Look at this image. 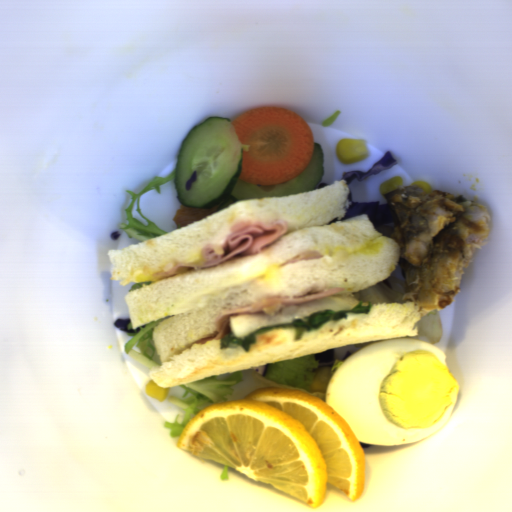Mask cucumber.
I'll return each instance as SVG.
<instances>
[{
    "label": "cucumber",
    "mask_w": 512,
    "mask_h": 512,
    "mask_svg": "<svg viewBox=\"0 0 512 512\" xmlns=\"http://www.w3.org/2000/svg\"><path fill=\"white\" fill-rule=\"evenodd\" d=\"M230 118L208 117L185 136L177 154L175 192L181 205L223 209L238 200L285 197L314 190L324 173L323 148L314 142L301 174L288 182L256 185L239 179L243 147ZM197 171V181L185 183Z\"/></svg>",
    "instance_id": "8b760119"
}]
</instances>
